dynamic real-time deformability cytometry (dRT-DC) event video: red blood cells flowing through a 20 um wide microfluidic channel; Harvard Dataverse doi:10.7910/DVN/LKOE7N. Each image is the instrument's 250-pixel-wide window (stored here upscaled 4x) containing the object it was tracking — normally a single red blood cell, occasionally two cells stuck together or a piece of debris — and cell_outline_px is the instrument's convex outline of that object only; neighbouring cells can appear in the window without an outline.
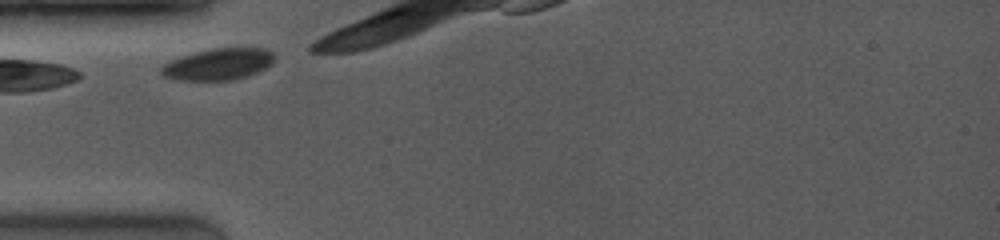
{"species": "common noctule bat (a hibernating species)", "species_latin": "Nyctalus noctula", "temperature_condition": "room temperature", "stored_images_in_passage": 16, "camera_frame_rate_fps": 4000, "um_per_image_px": 0.085, "animal": {"sex": "female", "body_mass_g": 19.0, "forearm_length_mm": 53.3}, "frame": {"image": 1, "passage_image": 1, "time_ms": 0.0, "image_size_px": [1000, 240], "cell_outline_px": [[276, 56], [272, 64], [248, 76], [232, 80], [180, 80], [164, 76], [160, 72], [160, 68], [164, 64], [180, 56], [212, 48], [264, 48], [272, 52]], "centroid_in_image_um": [18.57, 5.45], "position_along_channel_um": 66.4, "area_um2": 20.75}, "authors_computed_cell_mechanics": {"area_um2": 21.2126, "velocity_mm_per_s": 3.7895, "shape_relaxation_time_tau1_ms": 0.6342, "shape_relaxation_time_tau2_ms": null, "deformation_change_tau1": 0.0341, "deformation_change_tau2": null}}